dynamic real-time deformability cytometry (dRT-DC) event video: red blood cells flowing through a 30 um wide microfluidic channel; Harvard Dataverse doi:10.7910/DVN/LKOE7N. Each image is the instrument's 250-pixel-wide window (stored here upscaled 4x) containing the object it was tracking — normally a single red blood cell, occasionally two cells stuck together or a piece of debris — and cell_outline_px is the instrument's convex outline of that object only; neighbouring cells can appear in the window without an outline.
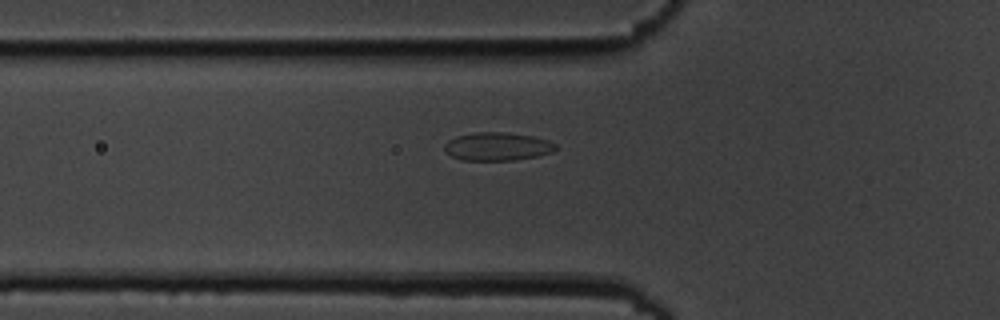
{"species": "common noctule bat (a hibernating species)", "species_latin": "Nyctalus noctula", "temperature_condition": "cold", "stored_images_in_passage": 8, "camera_frame_rate_fps": 3000, "um_per_image_px": 0.085, "animal": {"sex": "male", "body_mass_g": 19.5, "forearm_length_mm": 54.6}, "frame": {"image": 1, "passage_image": 8, "time_ms": 8.333, "image_size_px": [1000, 320], "cell_outline_px": [[556, 148], [552, 152], [536, 156], [516, 160], [464, 160], [452, 156], [444, 148], [444, 144], [448, 140], [456, 136], [476, 132], [504, 132], [532, 136], [548, 140], [556, 144]], "centroid_in_image_um": [42.28, 12.44], "position_along_channel_um": 83.5, "area_um2": 18.15}}